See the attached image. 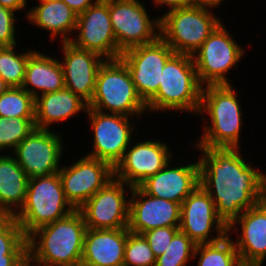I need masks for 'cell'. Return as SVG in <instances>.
I'll return each mask as SVG.
<instances>
[{"label": "cell", "instance_id": "8fae6325", "mask_svg": "<svg viewBox=\"0 0 266 266\" xmlns=\"http://www.w3.org/2000/svg\"><path fill=\"white\" fill-rule=\"evenodd\" d=\"M174 53L159 37L150 44L127 49L119 57L127 66L137 94L145 104L157 93L164 65Z\"/></svg>", "mask_w": 266, "mask_h": 266}, {"label": "cell", "instance_id": "30bf717a", "mask_svg": "<svg viewBox=\"0 0 266 266\" xmlns=\"http://www.w3.org/2000/svg\"><path fill=\"white\" fill-rule=\"evenodd\" d=\"M87 113L94 133L91 152L86 156L109 163L113 168L122 160L132 142L135 119L88 108Z\"/></svg>", "mask_w": 266, "mask_h": 266}, {"label": "cell", "instance_id": "484cf974", "mask_svg": "<svg viewBox=\"0 0 266 266\" xmlns=\"http://www.w3.org/2000/svg\"><path fill=\"white\" fill-rule=\"evenodd\" d=\"M5 153L0 155V213L14 217L25 203L30 178L15 157Z\"/></svg>", "mask_w": 266, "mask_h": 266}, {"label": "cell", "instance_id": "d4e9b609", "mask_svg": "<svg viewBox=\"0 0 266 266\" xmlns=\"http://www.w3.org/2000/svg\"><path fill=\"white\" fill-rule=\"evenodd\" d=\"M21 87L34 98L64 89V72L60 59L36 50L28 58Z\"/></svg>", "mask_w": 266, "mask_h": 266}, {"label": "cell", "instance_id": "74e56055", "mask_svg": "<svg viewBox=\"0 0 266 266\" xmlns=\"http://www.w3.org/2000/svg\"><path fill=\"white\" fill-rule=\"evenodd\" d=\"M27 1L28 0H0V5L2 7L9 8L15 12H18V11L22 12V10L27 11V9H28V7H26Z\"/></svg>", "mask_w": 266, "mask_h": 266}, {"label": "cell", "instance_id": "4dcf8cb0", "mask_svg": "<svg viewBox=\"0 0 266 266\" xmlns=\"http://www.w3.org/2000/svg\"><path fill=\"white\" fill-rule=\"evenodd\" d=\"M4 255H28L27 237L13 217L0 219V257Z\"/></svg>", "mask_w": 266, "mask_h": 266}, {"label": "cell", "instance_id": "8d00e7d4", "mask_svg": "<svg viewBox=\"0 0 266 266\" xmlns=\"http://www.w3.org/2000/svg\"><path fill=\"white\" fill-rule=\"evenodd\" d=\"M154 6H167L166 10L189 6V0H152Z\"/></svg>", "mask_w": 266, "mask_h": 266}, {"label": "cell", "instance_id": "7a4b0ae2", "mask_svg": "<svg viewBox=\"0 0 266 266\" xmlns=\"http://www.w3.org/2000/svg\"><path fill=\"white\" fill-rule=\"evenodd\" d=\"M86 224L79 210L27 237L28 256L38 266H81Z\"/></svg>", "mask_w": 266, "mask_h": 266}, {"label": "cell", "instance_id": "d6a6232c", "mask_svg": "<svg viewBox=\"0 0 266 266\" xmlns=\"http://www.w3.org/2000/svg\"><path fill=\"white\" fill-rule=\"evenodd\" d=\"M156 257L142 234L129 232L123 266H155Z\"/></svg>", "mask_w": 266, "mask_h": 266}, {"label": "cell", "instance_id": "44dd1931", "mask_svg": "<svg viewBox=\"0 0 266 266\" xmlns=\"http://www.w3.org/2000/svg\"><path fill=\"white\" fill-rule=\"evenodd\" d=\"M173 166L170 160L163 169L148 177L139 187L150 196L182 204L199 186V161Z\"/></svg>", "mask_w": 266, "mask_h": 266}, {"label": "cell", "instance_id": "b9f144b4", "mask_svg": "<svg viewBox=\"0 0 266 266\" xmlns=\"http://www.w3.org/2000/svg\"><path fill=\"white\" fill-rule=\"evenodd\" d=\"M9 85L5 82V80L0 76V95L5 93L9 89Z\"/></svg>", "mask_w": 266, "mask_h": 266}, {"label": "cell", "instance_id": "277c9868", "mask_svg": "<svg viewBox=\"0 0 266 266\" xmlns=\"http://www.w3.org/2000/svg\"><path fill=\"white\" fill-rule=\"evenodd\" d=\"M202 87L193 57L174 53L164 65L157 93L146 103L147 112L174 110L198 116Z\"/></svg>", "mask_w": 266, "mask_h": 266}, {"label": "cell", "instance_id": "ffe728a7", "mask_svg": "<svg viewBox=\"0 0 266 266\" xmlns=\"http://www.w3.org/2000/svg\"><path fill=\"white\" fill-rule=\"evenodd\" d=\"M60 59L65 88L89 103L95 91L96 76L105 59L99 54L76 47L70 41L62 42Z\"/></svg>", "mask_w": 266, "mask_h": 266}, {"label": "cell", "instance_id": "1f68e13d", "mask_svg": "<svg viewBox=\"0 0 266 266\" xmlns=\"http://www.w3.org/2000/svg\"><path fill=\"white\" fill-rule=\"evenodd\" d=\"M196 244L180 230L174 235L166 251L156 258L155 266H186L194 259Z\"/></svg>", "mask_w": 266, "mask_h": 266}, {"label": "cell", "instance_id": "ac0fdd59", "mask_svg": "<svg viewBox=\"0 0 266 266\" xmlns=\"http://www.w3.org/2000/svg\"><path fill=\"white\" fill-rule=\"evenodd\" d=\"M128 230L142 234L161 227H180L181 204L150 196L139 186L132 187Z\"/></svg>", "mask_w": 266, "mask_h": 266}, {"label": "cell", "instance_id": "cb8c5ba5", "mask_svg": "<svg viewBox=\"0 0 266 266\" xmlns=\"http://www.w3.org/2000/svg\"><path fill=\"white\" fill-rule=\"evenodd\" d=\"M26 13L27 21L47 30L51 40L60 37L61 42H68L69 36L75 34L77 14L62 0H39V4Z\"/></svg>", "mask_w": 266, "mask_h": 266}, {"label": "cell", "instance_id": "f1b7e54d", "mask_svg": "<svg viewBox=\"0 0 266 266\" xmlns=\"http://www.w3.org/2000/svg\"><path fill=\"white\" fill-rule=\"evenodd\" d=\"M0 117L35 118V98L22 87H9L0 95Z\"/></svg>", "mask_w": 266, "mask_h": 266}, {"label": "cell", "instance_id": "e0dca14e", "mask_svg": "<svg viewBox=\"0 0 266 266\" xmlns=\"http://www.w3.org/2000/svg\"><path fill=\"white\" fill-rule=\"evenodd\" d=\"M129 145L122 160L114 168V177L136 187L163 169L174 155L165 142L144 140ZM133 145V146H131Z\"/></svg>", "mask_w": 266, "mask_h": 266}, {"label": "cell", "instance_id": "e575fe53", "mask_svg": "<svg viewBox=\"0 0 266 266\" xmlns=\"http://www.w3.org/2000/svg\"><path fill=\"white\" fill-rule=\"evenodd\" d=\"M15 11L0 5V47L13 46L18 42L16 36Z\"/></svg>", "mask_w": 266, "mask_h": 266}, {"label": "cell", "instance_id": "f35d334b", "mask_svg": "<svg viewBox=\"0 0 266 266\" xmlns=\"http://www.w3.org/2000/svg\"><path fill=\"white\" fill-rule=\"evenodd\" d=\"M28 255H4L0 257V266H18Z\"/></svg>", "mask_w": 266, "mask_h": 266}, {"label": "cell", "instance_id": "ab89813d", "mask_svg": "<svg viewBox=\"0 0 266 266\" xmlns=\"http://www.w3.org/2000/svg\"><path fill=\"white\" fill-rule=\"evenodd\" d=\"M224 0H189V6H195L206 9H214L223 2Z\"/></svg>", "mask_w": 266, "mask_h": 266}, {"label": "cell", "instance_id": "5bb4252c", "mask_svg": "<svg viewBox=\"0 0 266 266\" xmlns=\"http://www.w3.org/2000/svg\"><path fill=\"white\" fill-rule=\"evenodd\" d=\"M75 32L70 40L76 47L95 52L105 60L119 59L118 48L109 15V0H97L77 15Z\"/></svg>", "mask_w": 266, "mask_h": 266}, {"label": "cell", "instance_id": "ba28073f", "mask_svg": "<svg viewBox=\"0 0 266 266\" xmlns=\"http://www.w3.org/2000/svg\"><path fill=\"white\" fill-rule=\"evenodd\" d=\"M245 51L222 22L192 55L200 84H231L227 75L244 57Z\"/></svg>", "mask_w": 266, "mask_h": 266}, {"label": "cell", "instance_id": "d6986e66", "mask_svg": "<svg viewBox=\"0 0 266 266\" xmlns=\"http://www.w3.org/2000/svg\"><path fill=\"white\" fill-rule=\"evenodd\" d=\"M239 226L240 234L234 241L241 264L263 266L266 258V198L243 213L228 227V234Z\"/></svg>", "mask_w": 266, "mask_h": 266}, {"label": "cell", "instance_id": "7402d4cb", "mask_svg": "<svg viewBox=\"0 0 266 266\" xmlns=\"http://www.w3.org/2000/svg\"><path fill=\"white\" fill-rule=\"evenodd\" d=\"M129 232L128 228H87L84 236L81 266H123Z\"/></svg>", "mask_w": 266, "mask_h": 266}, {"label": "cell", "instance_id": "52a82bcc", "mask_svg": "<svg viewBox=\"0 0 266 266\" xmlns=\"http://www.w3.org/2000/svg\"><path fill=\"white\" fill-rule=\"evenodd\" d=\"M211 9L184 6L160 15V37L175 53L192 56L222 23Z\"/></svg>", "mask_w": 266, "mask_h": 266}, {"label": "cell", "instance_id": "3957f363", "mask_svg": "<svg viewBox=\"0 0 266 266\" xmlns=\"http://www.w3.org/2000/svg\"><path fill=\"white\" fill-rule=\"evenodd\" d=\"M232 84L202 87L198 115H208L202 137L195 145L202 148H240L243 111ZM209 122V123H208Z\"/></svg>", "mask_w": 266, "mask_h": 266}, {"label": "cell", "instance_id": "4fadbf2b", "mask_svg": "<svg viewBox=\"0 0 266 266\" xmlns=\"http://www.w3.org/2000/svg\"><path fill=\"white\" fill-rule=\"evenodd\" d=\"M125 187L131 192V186L114 177L78 209L87 228H128L130 198Z\"/></svg>", "mask_w": 266, "mask_h": 266}, {"label": "cell", "instance_id": "9c48e42d", "mask_svg": "<svg viewBox=\"0 0 266 266\" xmlns=\"http://www.w3.org/2000/svg\"><path fill=\"white\" fill-rule=\"evenodd\" d=\"M147 11L139 0H109L110 20L122 52L160 37V16L151 18Z\"/></svg>", "mask_w": 266, "mask_h": 266}, {"label": "cell", "instance_id": "603a6c76", "mask_svg": "<svg viewBox=\"0 0 266 266\" xmlns=\"http://www.w3.org/2000/svg\"><path fill=\"white\" fill-rule=\"evenodd\" d=\"M88 103L64 88L35 98V127L50 130L51 124L67 121L79 112H86Z\"/></svg>", "mask_w": 266, "mask_h": 266}, {"label": "cell", "instance_id": "7c38bea8", "mask_svg": "<svg viewBox=\"0 0 266 266\" xmlns=\"http://www.w3.org/2000/svg\"><path fill=\"white\" fill-rule=\"evenodd\" d=\"M35 128L11 155L29 178L46 177L61 168L63 142L61 132Z\"/></svg>", "mask_w": 266, "mask_h": 266}, {"label": "cell", "instance_id": "60d3db41", "mask_svg": "<svg viewBox=\"0 0 266 266\" xmlns=\"http://www.w3.org/2000/svg\"><path fill=\"white\" fill-rule=\"evenodd\" d=\"M18 266H38L29 256H27Z\"/></svg>", "mask_w": 266, "mask_h": 266}, {"label": "cell", "instance_id": "6da1fadb", "mask_svg": "<svg viewBox=\"0 0 266 266\" xmlns=\"http://www.w3.org/2000/svg\"><path fill=\"white\" fill-rule=\"evenodd\" d=\"M194 146L202 154L198 159L199 185L209 194L227 227L266 198V174L246 162L240 148Z\"/></svg>", "mask_w": 266, "mask_h": 266}, {"label": "cell", "instance_id": "8992f818", "mask_svg": "<svg viewBox=\"0 0 266 266\" xmlns=\"http://www.w3.org/2000/svg\"><path fill=\"white\" fill-rule=\"evenodd\" d=\"M75 209L67 201L58 173L30 178L23 207L13 217L26 237L36 229L51 224Z\"/></svg>", "mask_w": 266, "mask_h": 266}, {"label": "cell", "instance_id": "83f0119b", "mask_svg": "<svg viewBox=\"0 0 266 266\" xmlns=\"http://www.w3.org/2000/svg\"><path fill=\"white\" fill-rule=\"evenodd\" d=\"M13 46L0 47V76L10 87H21L25 77L28 58L36 51L17 53Z\"/></svg>", "mask_w": 266, "mask_h": 266}, {"label": "cell", "instance_id": "4316f807", "mask_svg": "<svg viewBox=\"0 0 266 266\" xmlns=\"http://www.w3.org/2000/svg\"><path fill=\"white\" fill-rule=\"evenodd\" d=\"M230 236L227 234L217 242L196 245L193 258L199 255L197 266H243Z\"/></svg>", "mask_w": 266, "mask_h": 266}, {"label": "cell", "instance_id": "d590c367", "mask_svg": "<svg viewBox=\"0 0 266 266\" xmlns=\"http://www.w3.org/2000/svg\"><path fill=\"white\" fill-rule=\"evenodd\" d=\"M66 3L77 15L83 13L88 7L93 5L97 0H62Z\"/></svg>", "mask_w": 266, "mask_h": 266}, {"label": "cell", "instance_id": "2e32d148", "mask_svg": "<svg viewBox=\"0 0 266 266\" xmlns=\"http://www.w3.org/2000/svg\"><path fill=\"white\" fill-rule=\"evenodd\" d=\"M179 230L196 245L217 242L228 234V227L218 217L213 200L200 185L181 204ZM214 231L217 235L214 233L211 237Z\"/></svg>", "mask_w": 266, "mask_h": 266}, {"label": "cell", "instance_id": "9a60e30c", "mask_svg": "<svg viewBox=\"0 0 266 266\" xmlns=\"http://www.w3.org/2000/svg\"><path fill=\"white\" fill-rule=\"evenodd\" d=\"M58 174L67 201L78 210L114 178V168L105 161L85 155L69 167L61 166Z\"/></svg>", "mask_w": 266, "mask_h": 266}, {"label": "cell", "instance_id": "f546056e", "mask_svg": "<svg viewBox=\"0 0 266 266\" xmlns=\"http://www.w3.org/2000/svg\"><path fill=\"white\" fill-rule=\"evenodd\" d=\"M35 118L0 117V154L16 146L35 129Z\"/></svg>", "mask_w": 266, "mask_h": 266}, {"label": "cell", "instance_id": "836d02e7", "mask_svg": "<svg viewBox=\"0 0 266 266\" xmlns=\"http://www.w3.org/2000/svg\"><path fill=\"white\" fill-rule=\"evenodd\" d=\"M179 231V227H161L148 230L142 235L151 247L154 256L158 258L166 251L174 235Z\"/></svg>", "mask_w": 266, "mask_h": 266}, {"label": "cell", "instance_id": "5b68a950", "mask_svg": "<svg viewBox=\"0 0 266 266\" xmlns=\"http://www.w3.org/2000/svg\"><path fill=\"white\" fill-rule=\"evenodd\" d=\"M88 108L135 119L148 113L146 104L137 94L127 66L120 59L105 60L100 66Z\"/></svg>", "mask_w": 266, "mask_h": 266}]
</instances>
